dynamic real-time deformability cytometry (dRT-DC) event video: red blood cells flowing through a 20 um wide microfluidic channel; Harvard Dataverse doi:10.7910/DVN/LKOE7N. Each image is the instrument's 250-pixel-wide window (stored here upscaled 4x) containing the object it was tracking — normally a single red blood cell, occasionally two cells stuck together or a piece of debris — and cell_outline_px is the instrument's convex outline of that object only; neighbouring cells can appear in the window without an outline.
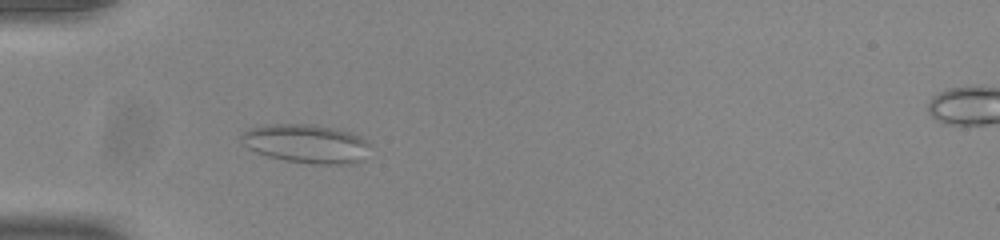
{"species": "common noctule bat (a hibernating species)", "species_latin": "Nyctalus noctula", "temperature_condition": "room temperature", "stored_images_in_passage": 47, "camera_frame_rate_fps": 3000, "um_per_image_px": 0.085, "animal": {"sex": "male", "body_mass_g": 20.0, "forearm_length_mm": 53.3}, "frame": {"image": 1, "passage_image": 11, "time_ms": 3.333, "image_size_px": [1000, 240], "cell_outline_px": [[368, 144], [360, 160], [352, 164], [312, 164], [284, 160], [268, 156], [256, 152], [248, 148], [244, 144], [240, 136], [244, 132], [252, 128], [264, 124], [312, 124], [332, 128], [348, 132], [360, 136]], "centroid_in_image_um": [25.97, 12.21], "position_along_channel_um": 59.0, "area_um2": 28.61}}
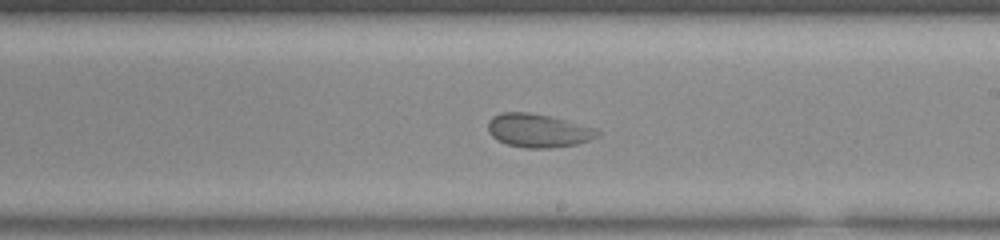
{"frame": {"image": 2, "passage_image": 26, "time_ms": 8.333, "image_size_px": [1000, 240], "cell_outline_px": [[600, 136], [576, 144], [548, 148], [524, 148], [508, 144], [496, 140], [488, 132], [488, 120], [492, 116], [500, 112], [528, 112], [552, 116], [596, 128], [600, 132]], "centroid_in_image_um": [45.73, 11.09], "position_along_channel_um": 243.3, "area_um2": 21.56}}
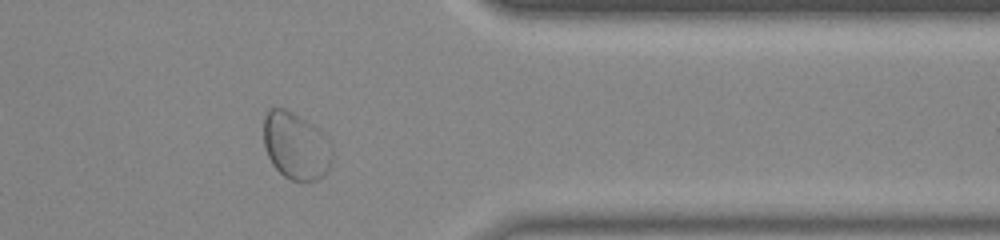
{"frame": {"image": 3, "passage_image": 38, "time_ms": 12.333, "image_size_px": [1000, 240], "cell_outline_px": [[332, 160], [328, 168], [316, 180], [292, 180], [284, 176], [272, 164], [264, 148], [264, 116], [268, 108], [284, 108], [312, 124], [332, 144]], "centroid_in_image_um": [25.12, 12.38], "position_along_channel_um": 386.3, "area_um2": 26.53}}